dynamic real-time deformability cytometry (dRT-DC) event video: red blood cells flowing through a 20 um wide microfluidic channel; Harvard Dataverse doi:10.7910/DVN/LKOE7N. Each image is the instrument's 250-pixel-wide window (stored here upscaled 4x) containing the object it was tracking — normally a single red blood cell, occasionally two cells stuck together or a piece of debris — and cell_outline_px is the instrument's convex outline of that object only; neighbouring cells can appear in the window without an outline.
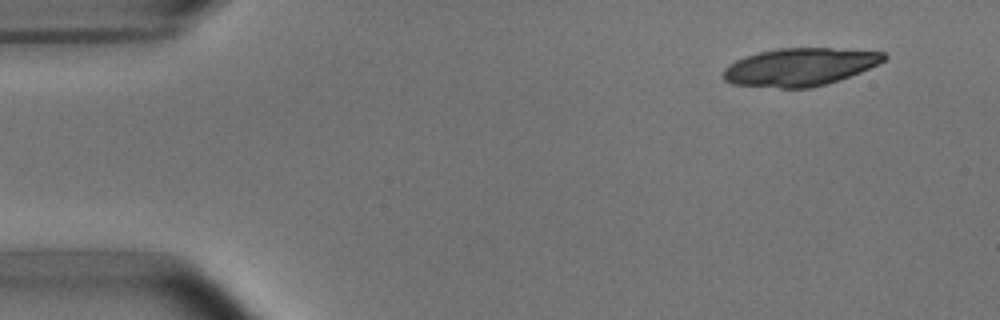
{"species": "common noctule bat (a hibernating species)", "species_latin": "Nyctalus noctula", "temperature_condition": "room temperature", "stored_images_in_passage": 6, "camera_frame_rate_fps": 3000, "um_per_image_px": 0.085, "animal": {"sex": "male", "body_mass_g": 15.6}, "frame": {"image": 1, "passage_image": 1, "time_ms": 0.0, "image_size_px": [1000, 320], "cell_outline_px": [[888, 56], [884, 60], [860, 72], [812, 88], [780, 88], [732, 84], [724, 80], [724, 68], [728, 64], [744, 56], [776, 48], [828, 48], [884, 52]], "centroid_in_image_um": [67.93, 5.69], "position_along_channel_um": 17.1, "area_um2": 35.08}}